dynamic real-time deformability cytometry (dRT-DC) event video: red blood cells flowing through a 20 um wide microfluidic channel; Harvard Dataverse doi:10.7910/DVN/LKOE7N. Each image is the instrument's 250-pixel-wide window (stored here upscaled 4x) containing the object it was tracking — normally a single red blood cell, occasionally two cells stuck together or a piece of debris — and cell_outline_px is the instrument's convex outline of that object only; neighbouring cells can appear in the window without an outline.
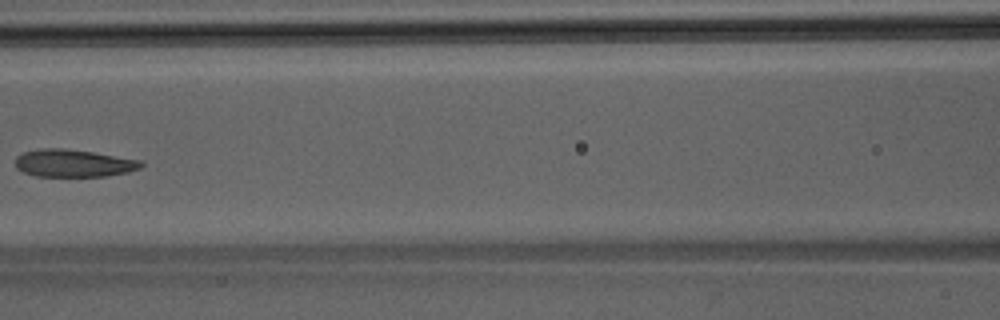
{"species": "Egyptian fruit bat (a non-hibernating species)", "species_latin": "Rousettus aegyptiacus", "temperature_condition": "room temperature", "stored_images_in_passage": 7, "camera_frame_rate_fps": 3000, "um_per_image_px": 0.085, "animal": {"sex": "male"}, "frame": {"image": 1, "passage_image": 7, "time_ms": 2.0, "image_size_px": [1000, 320], "cell_outline_px": [[144, 164], [140, 168], [128, 172], [104, 176], [36, 176], [24, 172], [16, 168], [16, 156], [24, 152], [40, 148], [64, 148], [92, 152], [144, 160]], "centroid_in_image_um": [6.27, 13.86], "position_along_channel_um": 160.3, "area_um2": 20.23}}